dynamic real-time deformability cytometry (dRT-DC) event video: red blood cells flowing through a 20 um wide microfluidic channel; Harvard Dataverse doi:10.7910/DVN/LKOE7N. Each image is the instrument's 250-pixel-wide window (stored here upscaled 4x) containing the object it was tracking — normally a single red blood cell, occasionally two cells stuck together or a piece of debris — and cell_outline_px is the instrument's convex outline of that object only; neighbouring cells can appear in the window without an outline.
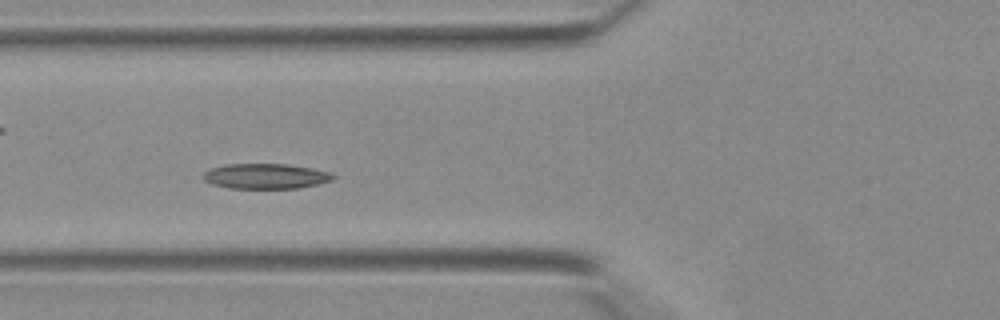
{"species": "Egyptian fruit bat (a non-hibernating species)", "species_latin": "Rousettus aegyptiacus", "temperature_condition": "warm", "stored_images_in_passage": 29, "camera_frame_rate_fps": 3000, "um_per_image_px": 0.085, "animal": {"sex": "female"}, "frame": {"image": 1, "passage_image": 10, "time_ms": 3.0, "image_size_px": [1000, 320], "cell_outline_px": [[336, 176], [332, 180], [300, 188], [228, 188], [212, 184], [204, 180], [200, 176], [204, 172], [212, 168], [224, 164], [288, 164], [328, 172]], "centroid_in_image_um": [22.52, 14.98], "position_along_channel_um": 103.3, "area_um2": 18.96}}
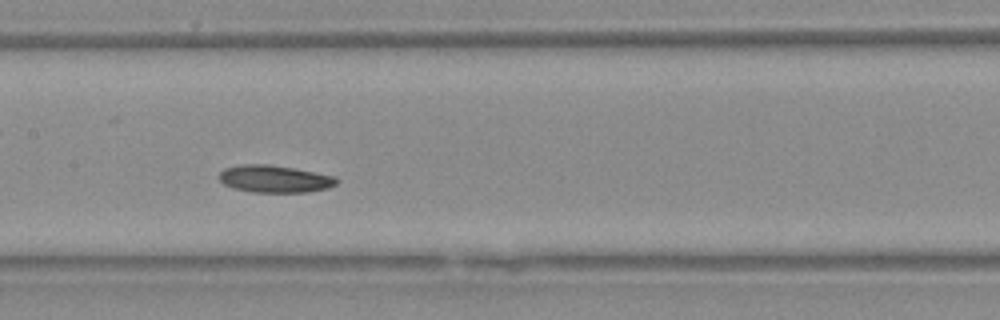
{"frame": {"image": 2, "passage_image": 15, "time_ms": 4.667, "image_size_px": [1000, 320], "cell_outline_px": [[340, 180], [336, 184], [328, 188], [308, 192], [252, 192], [232, 188], [224, 184], [220, 180], [220, 172], [224, 168], [244, 164], [268, 164], [292, 168], [336, 176]], "centroid_in_image_um": [23.36, 15.21], "position_along_channel_um": 184.0, "area_um2": 18.67}}
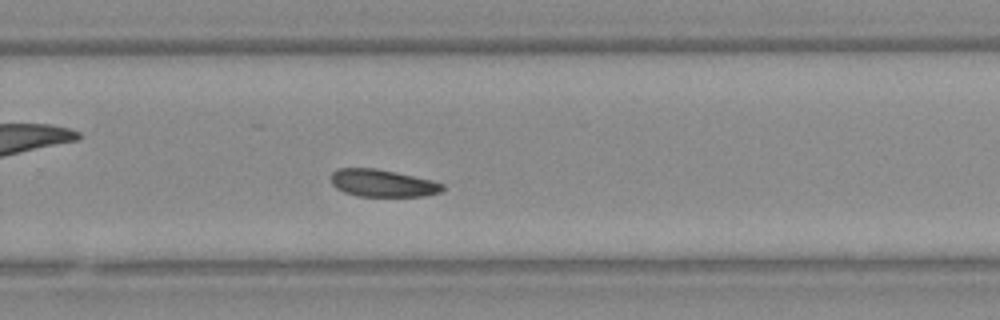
{"frame": {"image": 3, "passage_image": 22, "time_ms": 7.0, "image_size_px": [1000, 320], "cell_outline_px": [[444, 188], [440, 192], [424, 196], [356, 196], [344, 192], [336, 188], [332, 184], [332, 172], [336, 168], [376, 168], [432, 180], [444, 184]], "centroid_in_image_um": [32.5, 15.57], "position_along_channel_um": 297.3, "area_um2": 17.74}}